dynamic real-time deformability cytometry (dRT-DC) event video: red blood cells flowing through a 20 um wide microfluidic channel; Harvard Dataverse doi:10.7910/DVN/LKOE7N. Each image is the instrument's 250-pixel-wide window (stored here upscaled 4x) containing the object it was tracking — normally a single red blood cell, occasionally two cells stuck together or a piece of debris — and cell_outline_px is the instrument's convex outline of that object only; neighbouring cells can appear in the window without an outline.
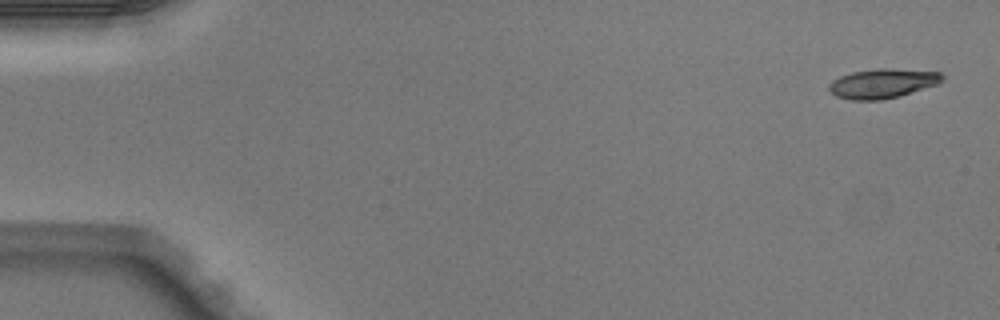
{"species": "Egyptian fruit bat (a non-hibernating species)", "species_latin": "Rousettus aegyptiacus", "temperature_condition": "warm", "stored_images_in_passage": 6, "camera_frame_rate_fps": 3000, "um_per_image_px": 0.085, "animal": {"sex": "male"}, "frame": {"image": 1, "passage_image": 1, "time_ms": 0.0, "image_size_px": [1000, 320], "cell_outline_px": [[944, 80], [936, 84], [900, 96], [880, 100], [852, 100], [836, 96], [828, 88], [828, 84], [832, 80], [840, 76], [852, 72], [880, 68], [884, 68], [940, 72], [944, 76]], "centroid_in_image_um": [75.0, 7.09], "position_along_channel_um": 10.0, "area_um2": 19.31}}
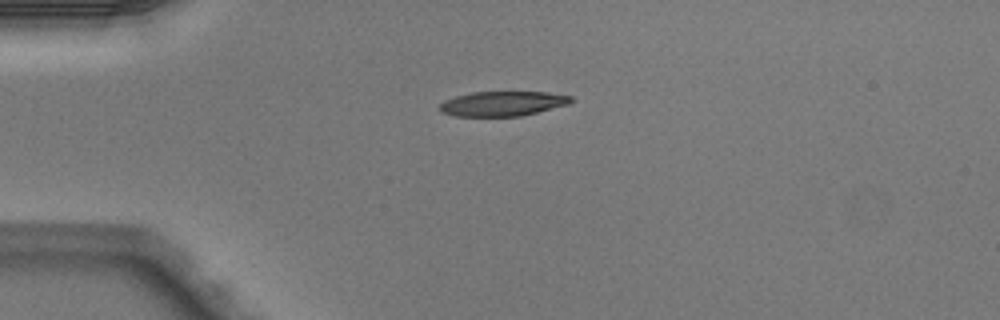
{"frame": {"image": 2, "passage_image": 4, "time_ms": 1.0, "image_size_px": [1000, 320], "cell_outline_px": [[572, 100], [568, 104], [520, 116], [456, 116], [440, 112], [436, 108], [444, 100], [456, 96], [472, 92], [548, 92], [572, 96]], "centroid_in_image_um": [42.66, 8.8], "position_along_channel_um": 42.3, "area_um2": 18.9}}